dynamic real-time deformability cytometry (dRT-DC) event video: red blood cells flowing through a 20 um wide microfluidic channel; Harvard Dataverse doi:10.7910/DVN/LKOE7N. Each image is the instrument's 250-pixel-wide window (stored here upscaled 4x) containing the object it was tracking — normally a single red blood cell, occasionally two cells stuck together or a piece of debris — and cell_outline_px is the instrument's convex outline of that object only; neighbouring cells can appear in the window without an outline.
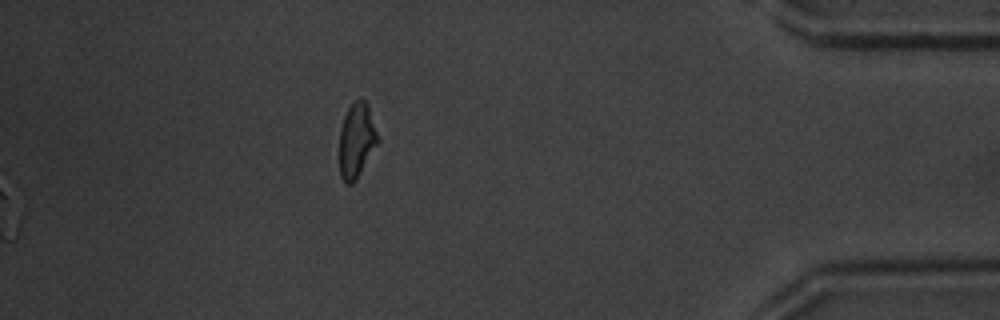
{"species": "common noctule bat (a hibernating species)", "species_latin": "Nyctalus noctula", "temperature_condition": "warm", "stored_images_in_passage": 37, "camera_frame_rate_fps": 3000, "um_per_image_px": 0.085, "animal": {"sex": "male", "body_mass_g": 20.1, "forearm_length_mm": 53.5}, "frame": {"image": 1, "passage_image": 37, "time_ms": 12.0, "image_size_px": [1000, 320], "cell_outline_px": [[380, 140], [356, 180], [352, 184], [344, 184], [340, 176], [340, 128], [344, 116], [348, 108], [360, 96], [368, 104]], "centroid_in_image_um": [30.32, 11.93], "position_along_channel_um": 404.9, "area_um2": 16.88}, "authors_computed_cell_mechanics": {"area_um2": 17.918, "velocity_mm_per_s": 4.1527, "shape_relaxation_time_tau1_ms": 2.2876, "shape_relaxation_time_tau2_ms": 4.7751, "deformation_change_tau1": 0.1551, "deformation_change_tau2": 0.1648}}